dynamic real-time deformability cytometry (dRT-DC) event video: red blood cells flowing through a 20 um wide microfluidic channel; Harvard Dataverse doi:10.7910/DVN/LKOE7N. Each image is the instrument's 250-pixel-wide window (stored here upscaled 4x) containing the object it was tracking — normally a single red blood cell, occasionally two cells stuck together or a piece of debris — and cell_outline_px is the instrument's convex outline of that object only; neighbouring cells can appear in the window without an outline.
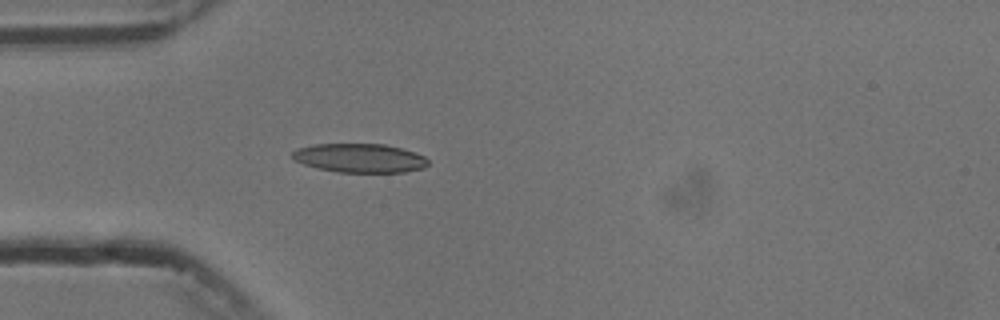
{"species": "common noctule bat (a hibernating species)", "species_latin": "Nyctalus noctula", "temperature_condition": "cold", "stored_images_in_passage": 1, "camera_frame_rate_fps": 3000, "um_per_image_px": 0.085, "animal": {"sex": "male", "body_mass_g": 13.3}, "frame": {"image": 1, "passage_image": 1, "time_ms": 0.0, "image_size_px": [1000, 320], "cell_outline_px": [[428, 164], [424, 168], [404, 172], [336, 172], [316, 168], [304, 164], [296, 160], [292, 156], [292, 152], [296, 148], [312, 144], [384, 144], [400, 148], [424, 156], [428, 160]], "centroid_in_image_um": [30.55, 13.43], "position_along_channel_um": 54.5, "area_um2": 22.83}}